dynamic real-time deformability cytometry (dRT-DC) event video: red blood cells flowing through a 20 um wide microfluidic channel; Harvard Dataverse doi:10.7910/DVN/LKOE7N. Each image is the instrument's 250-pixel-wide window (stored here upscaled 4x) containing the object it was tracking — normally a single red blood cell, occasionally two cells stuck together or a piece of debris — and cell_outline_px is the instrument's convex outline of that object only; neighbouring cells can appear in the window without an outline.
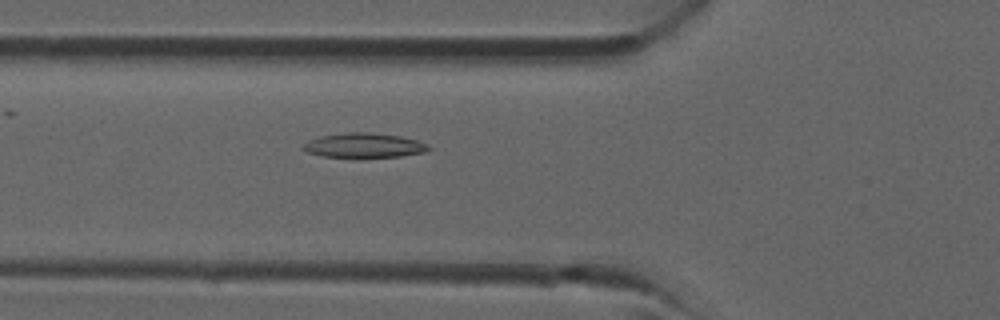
{"species": "common noctule bat (a hibernating species)", "species_latin": "Nyctalus noctula", "temperature_condition": "room temperature", "stored_images_in_passage": 38, "camera_frame_rate_fps": 3000, "um_per_image_px": 0.085, "animal": {"sex": "male", "forearm_length_mm": 52.5}, "frame": {"image": 1, "passage_image": 14, "time_ms": 4.333, "image_size_px": [1000, 320], "cell_outline_px": [[432, 148], [428, 152], [400, 156], [360, 160], [324, 156], [308, 152], [300, 148], [308, 140], [320, 136], [348, 132], [372, 132], [400, 136], [416, 140], [428, 144]], "centroid_in_image_um": [30.96, 12.4], "position_along_channel_um": 94.8, "area_um2": 18.84}}
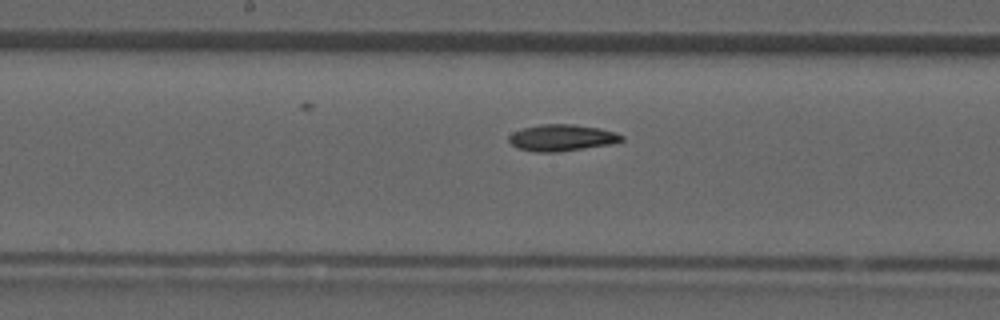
{"frame": {"image": 2, "passage_image": 20, "time_ms": 6.333, "image_size_px": [1000, 320], "cell_outline_px": [[624, 140], [612, 144], [556, 152], [536, 152], [516, 148], [508, 140], [508, 136], [512, 132], [524, 128], [544, 124], [572, 124], [600, 128], [616, 132], [624, 136]], "centroid_in_image_um": [47.76, 11.71], "position_along_channel_um": 200.4, "area_um2": 17.46}}
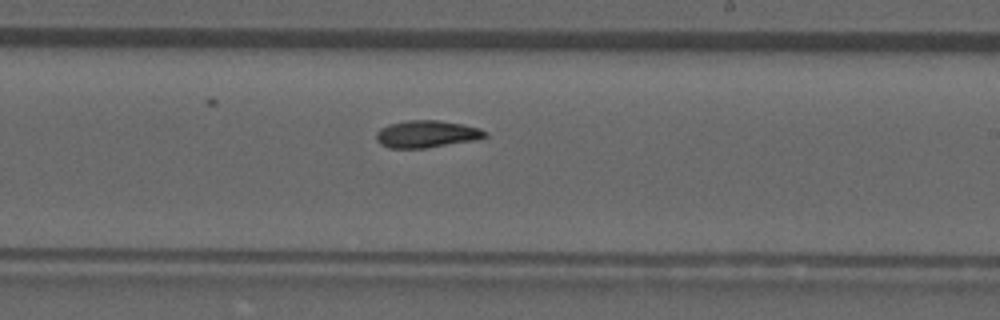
{"frame": {"image": 3, "passage_image": 23, "time_ms": 7.333, "image_size_px": [1000, 320], "cell_outline_px": [[488, 136], [476, 140], [424, 148], [388, 148], [380, 144], [376, 140], [376, 132], [380, 128], [388, 124], [408, 120], [440, 120], [464, 124], [480, 128], [488, 132]], "centroid_in_image_um": [36.27, 11.39], "position_along_channel_um": 252.7, "area_um2": 17.46}}